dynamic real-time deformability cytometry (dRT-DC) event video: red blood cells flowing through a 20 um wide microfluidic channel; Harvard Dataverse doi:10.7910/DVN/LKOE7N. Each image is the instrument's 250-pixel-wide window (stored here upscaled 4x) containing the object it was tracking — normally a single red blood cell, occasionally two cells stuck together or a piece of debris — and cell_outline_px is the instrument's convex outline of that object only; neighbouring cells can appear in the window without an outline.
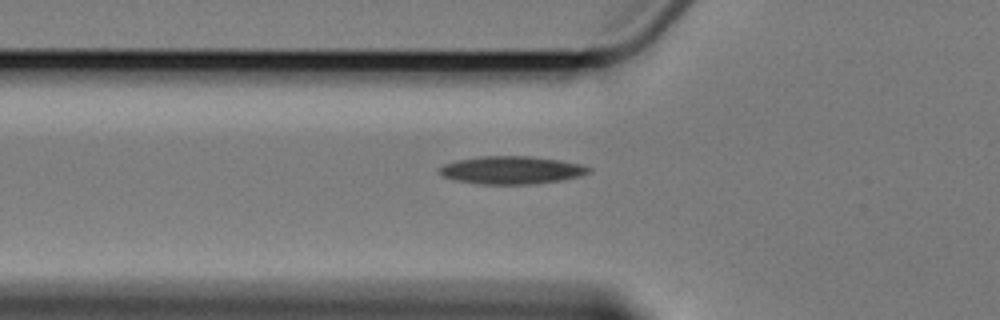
{"species": "Egyptian fruit bat (a non-hibernating species)", "species_latin": "Rousettus aegyptiacus", "temperature_condition": "cold", "stored_images_in_passage": 6, "camera_frame_rate_fps": 3000, "um_per_image_px": 0.085, "animal": {"sex": "female"}, "frame": {"image": 1, "passage_image": 5, "time_ms": 6.667, "image_size_px": [1000, 320], "cell_outline_px": [[592, 172], [560, 180], [528, 184], [480, 184], [456, 180], [444, 176], [436, 172], [436, 168], [444, 164], [456, 160], [480, 156], [532, 156], [560, 160], [580, 164], [592, 168]], "centroid_in_image_um": [43.43, 14.44], "position_along_channel_um": 82.4, "area_um2": 24.22}}
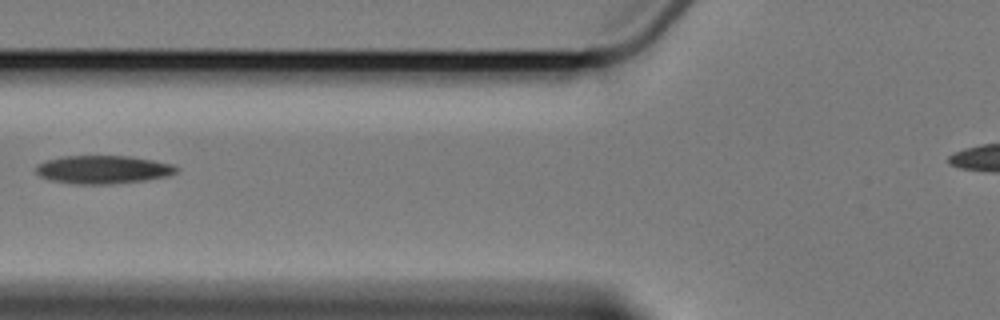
{"frame": {"image": 2, "passage_image": 6, "time_ms": 7.667, "image_size_px": [1000, 320], "cell_outline_px": [[180, 168], [176, 172], [164, 176], [144, 180], [108, 184], [76, 184], [52, 180], [40, 176], [36, 172], [36, 164], [44, 160], [60, 156], [128, 156], [152, 160], [172, 164]], "centroid_in_image_um": [8.7, 14.4], "position_along_channel_um": 117.1, "area_um2": 22.95}}